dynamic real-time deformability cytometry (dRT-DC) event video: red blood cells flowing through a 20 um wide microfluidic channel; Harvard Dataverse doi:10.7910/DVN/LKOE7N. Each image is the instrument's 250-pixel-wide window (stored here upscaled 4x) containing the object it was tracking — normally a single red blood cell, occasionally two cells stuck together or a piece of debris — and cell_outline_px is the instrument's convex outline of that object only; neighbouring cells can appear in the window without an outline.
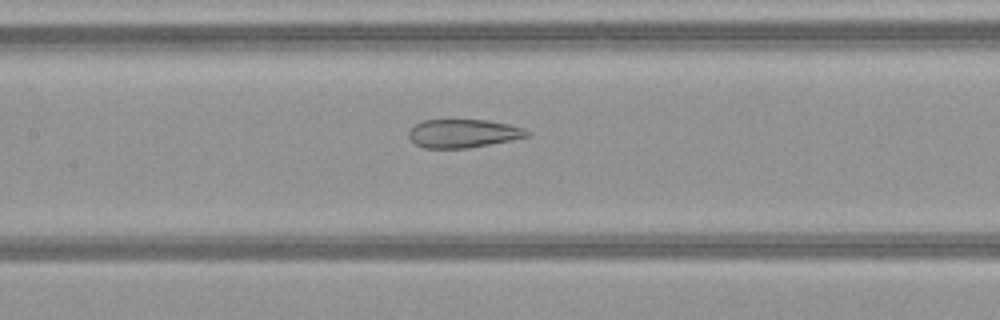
{"species": "common noctule bat (a hibernating species)", "species_latin": "Nyctalus noctula", "temperature_condition": "warm", "stored_images_in_passage": 45, "camera_frame_rate_fps": 3000, "um_per_image_px": 0.085, "animal": {"sex": "female", "body_mass_g": 21.9}, "frame": {"image": 1, "passage_image": 19, "time_ms": 6.0, "image_size_px": [1000, 320], "cell_outline_px": [[532, 132], [528, 136], [512, 140], [468, 148], [424, 148], [416, 144], [408, 136], [408, 132], [416, 124], [424, 120], [488, 120], [508, 124], [524, 128]], "centroid_in_image_um": [39.4, 11.34], "position_along_channel_um": 168.0, "area_um2": 19.54}}
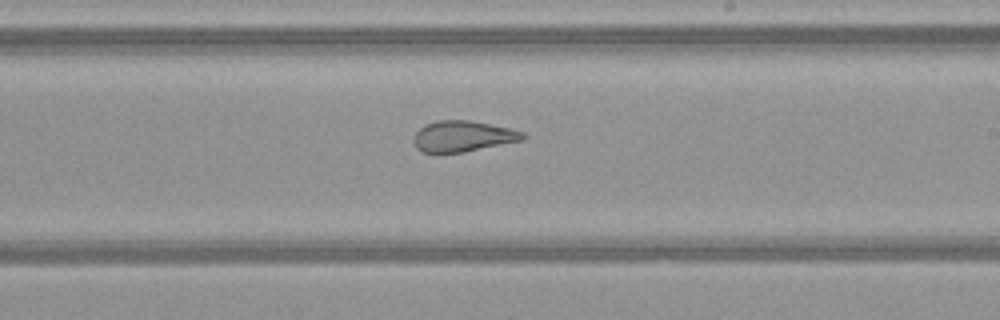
{"frame": {"image": 2, "passage_image": 25, "time_ms": 8.0, "image_size_px": [1000, 320], "cell_outline_px": [[528, 136], [524, 140], [464, 152], [424, 152], [416, 148], [412, 140], [416, 132], [424, 124], [436, 120], [468, 120], [508, 128], [524, 132]], "centroid_in_image_um": [39.34, 11.58], "position_along_channel_um": 249.7, "area_um2": 19.65}}
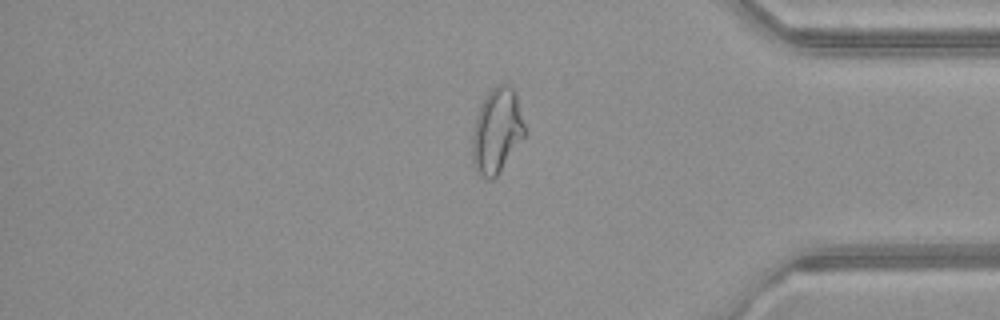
{"frame": {"image": 3, "passage_image": 37, "time_ms": 12.0, "image_size_px": [1000, 320], "cell_outline_px": [[528, 132], [500, 172], [492, 180], [488, 180], [480, 176], [476, 172], [472, 160], [472, 136], [476, 116], [480, 104], [484, 96], [496, 84], [508, 84], [516, 92]], "centroid_in_image_um": [42.25, 11.12], "position_along_channel_um": 392.9, "area_um2": 26.65}, "authors_computed_cell_mechanics": {"area_um2": 25.3742, "velocity_mm_per_s": 4.0846, "shape_relaxation_time_tau1_ms": null, "shape_relaxation_time_tau2_ms": 1.2114, "deformation_change_tau1": null, "deformation_change_tau2": 0.0955}}